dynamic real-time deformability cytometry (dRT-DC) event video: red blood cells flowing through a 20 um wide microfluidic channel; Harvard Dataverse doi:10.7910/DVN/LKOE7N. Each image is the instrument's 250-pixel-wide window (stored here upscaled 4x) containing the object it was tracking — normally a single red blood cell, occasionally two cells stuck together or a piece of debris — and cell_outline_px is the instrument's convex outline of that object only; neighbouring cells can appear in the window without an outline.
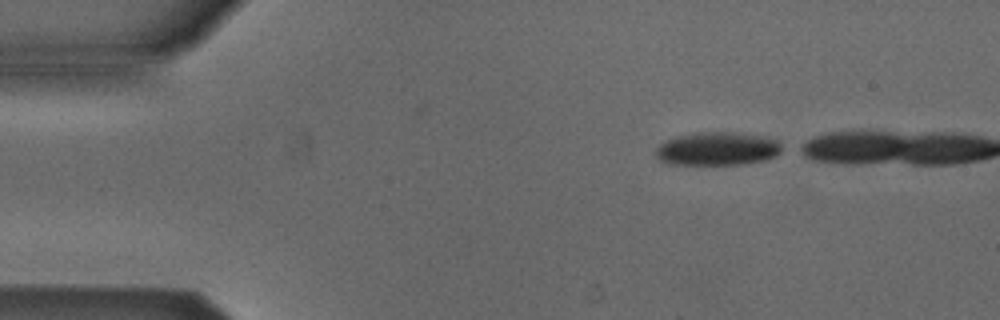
{"species": "Egyptian fruit bat (a non-hibernating species)", "species_latin": "Rousettus aegyptiacus", "temperature_condition": "cold", "stored_images_in_passage": 4, "camera_frame_rate_fps": 3000, "um_per_image_px": 0.085, "animal": {"sex": "male"}, "frame": {"image": 1, "passage_image": 4, "time_ms": 1.0, "image_size_px": [1000, 320], "cell_outline_px": [[788, 148], [784, 152], [776, 156], [764, 160], [744, 164], [668, 164], [660, 160], [656, 156], [656, 148], [660, 144], [676, 136], [696, 132], [732, 132], [760, 136], [776, 140]], "centroid_in_image_um": [61.04, 12.65], "position_along_channel_um": 24.0, "area_um2": 24.68}}